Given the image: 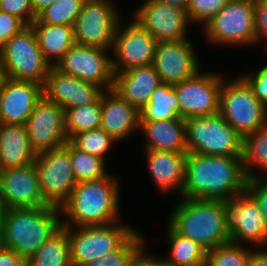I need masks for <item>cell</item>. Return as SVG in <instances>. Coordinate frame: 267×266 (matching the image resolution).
Returning a JSON list of instances; mask_svg holds the SVG:
<instances>
[{"mask_svg": "<svg viewBox=\"0 0 267 266\" xmlns=\"http://www.w3.org/2000/svg\"><path fill=\"white\" fill-rule=\"evenodd\" d=\"M248 178L239 156L187 153L181 195L188 199L223 200L247 190Z\"/></svg>", "mask_w": 267, "mask_h": 266, "instance_id": "1", "label": "cell"}, {"mask_svg": "<svg viewBox=\"0 0 267 266\" xmlns=\"http://www.w3.org/2000/svg\"><path fill=\"white\" fill-rule=\"evenodd\" d=\"M118 184L116 177L112 175L78 182L69 198L60 207L61 214L63 211L69 219L62 221V227L103 226L117 222Z\"/></svg>", "mask_w": 267, "mask_h": 266, "instance_id": "2", "label": "cell"}, {"mask_svg": "<svg viewBox=\"0 0 267 266\" xmlns=\"http://www.w3.org/2000/svg\"><path fill=\"white\" fill-rule=\"evenodd\" d=\"M60 207L47 205L7 209L1 233V246L29 259L61 228Z\"/></svg>", "mask_w": 267, "mask_h": 266, "instance_id": "3", "label": "cell"}, {"mask_svg": "<svg viewBox=\"0 0 267 266\" xmlns=\"http://www.w3.org/2000/svg\"><path fill=\"white\" fill-rule=\"evenodd\" d=\"M169 225L206 251L230 241L222 200L183 198L171 214Z\"/></svg>", "mask_w": 267, "mask_h": 266, "instance_id": "4", "label": "cell"}, {"mask_svg": "<svg viewBox=\"0 0 267 266\" xmlns=\"http://www.w3.org/2000/svg\"><path fill=\"white\" fill-rule=\"evenodd\" d=\"M188 153L242 157L243 137L218 112L185 120Z\"/></svg>", "mask_w": 267, "mask_h": 266, "instance_id": "5", "label": "cell"}, {"mask_svg": "<svg viewBox=\"0 0 267 266\" xmlns=\"http://www.w3.org/2000/svg\"><path fill=\"white\" fill-rule=\"evenodd\" d=\"M219 113L242 137L267 125V107L241 76L222 80Z\"/></svg>", "mask_w": 267, "mask_h": 266, "instance_id": "6", "label": "cell"}, {"mask_svg": "<svg viewBox=\"0 0 267 266\" xmlns=\"http://www.w3.org/2000/svg\"><path fill=\"white\" fill-rule=\"evenodd\" d=\"M0 56L8 78L44 85L51 65L45 60L31 25L9 39Z\"/></svg>", "mask_w": 267, "mask_h": 266, "instance_id": "7", "label": "cell"}, {"mask_svg": "<svg viewBox=\"0 0 267 266\" xmlns=\"http://www.w3.org/2000/svg\"><path fill=\"white\" fill-rule=\"evenodd\" d=\"M118 221L103 226L64 228L67 231L72 266H83L118 249L135 231ZM72 229V230H71Z\"/></svg>", "mask_w": 267, "mask_h": 266, "instance_id": "8", "label": "cell"}, {"mask_svg": "<svg viewBox=\"0 0 267 266\" xmlns=\"http://www.w3.org/2000/svg\"><path fill=\"white\" fill-rule=\"evenodd\" d=\"M204 27L213 44L252 45L256 43L255 6L246 0H230Z\"/></svg>", "mask_w": 267, "mask_h": 266, "instance_id": "9", "label": "cell"}, {"mask_svg": "<svg viewBox=\"0 0 267 266\" xmlns=\"http://www.w3.org/2000/svg\"><path fill=\"white\" fill-rule=\"evenodd\" d=\"M34 163L44 199L50 205L61 207L77 184L71 166L70 142L38 153Z\"/></svg>", "mask_w": 267, "mask_h": 266, "instance_id": "10", "label": "cell"}, {"mask_svg": "<svg viewBox=\"0 0 267 266\" xmlns=\"http://www.w3.org/2000/svg\"><path fill=\"white\" fill-rule=\"evenodd\" d=\"M222 207L231 242L241 244L248 241L256 247L267 245V221L259 203L247 190L233 198L223 199Z\"/></svg>", "mask_w": 267, "mask_h": 266, "instance_id": "11", "label": "cell"}, {"mask_svg": "<svg viewBox=\"0 0 267 266\" xmlns=\"http://www.w3.org/2000/svg\"><path fill=\"white\" fill-rule=\"evenodd\" d=\"M109 0H85L73 26L75 44L103 49L113 47L120 23L119 14Z\"/></svg>", "mask_w": 267, "mask_h": 266, "instance_id": "12", "label": "cell"}, {"mask_svg": "<svg viewBox=\"0 0 267 266\" xmlns=\"http://www.w3.org/2000/svg\"><path fill=\"white\" fill-rule=\"evenodd\" d=\"M107 49L74 44L55 65L62 73L74 76L85 82L111 90L114 83L112 59Z\"/></svg>", "mask_w": 267, "mask_h": 266, "instance_id": "13", "label": "cell"}, {"mask_svg": "<svg viewBox=\"0 0 267 266\" xmlns=\"http://www.w3.org/2000/svg\"><path fill=\"white\" fill-rule=\"evenodd\" d=\"M220 74L201 73L174 85L178 97L179 116L191 117L213 115L219 112Z\"/></svg>", "mask_w": 267, "mask_h": 266, "instance_id": "14", "label": "cell"}, {"mask_svg": "<svg viewBox=\"0 0 267 266\" xmlns=\"http://www.w3.org/2000/svg\"><path fill=\"white\" fill-rule=\"evenodd\" d=\"M65 110L44 96L25 124L32 149L38 154L62 147L67 141Z\"/></svg>", "mask_w": 267, "mask_h": 266, "instance_id": "15", "label": "cell"}, {"mask_svg": "<svg viewBox=\"0 0 267 266\" xmlns=\"http://www.w3.org/2000/svg\"><path fill=\"white\" fill-rule=\"evenodd\" d=\"M118 24L114 43L112 67L114 74L124 72L133 67L151 65L157 41L136 20L126 28L121 29Z\"/></svg>", "mask_w": 267, "mask_h": 266, "instance_id": "16", "label": "cell"}, {"mask_svg": "<svg viewBox=\"0 0 267 266\" xmlns=\"http://www.w3.org/2000/svg\"><path fill=\"white\" fill-rule=\"evenodd\" d=\"M135 15L134 19L157 43L187 39L186 31L190 20L187 11L181 7L147 0Z\"/></svg>", "mask_w": 267, "mask_h": 266, "instance_id": "17", "label": "cell"}, {"mask_svg": "<svg viewBox=\"0 0 267 266\" xmlns=\"http://www.w3.org/2000/svg\"><path fill=\"white\" fill-rule=\"evenodd\" d=\"M0 199L7 209L50 205L41 193L35 163L2 170Z\"/></svg>", "mask_w": 267, "mask_h": 266, "instance_id": "18", "label": "cell"}, {"mask_svg": "<svg viewBox=\"0 0 267 266\" xmlns=\"http://www.w3.org/2000/svg\"><path fill=\"white\" fill-rule=\"evenodd\" d=\"M198 64L187 39L156 44L152 65L162 83L175 85L195 76L199 72Z\"/></svg>", "mask_w": 267, "mask_h": 266, "instance_id": "19", "label": "cell"}, {"mask_svg": "<svg viewBox=\"0 0 267 266\" xmlns=\"http://www.w3.org/2000/svg\"><path fill=\"white\" fill-rule=\"evenodd\" d=\"M42 97L43 85L7 77L0 86V123L25 125Z\"/></svg>", "mask_w": 267, "mask_h": 266, "instance_id": "20", "label": "cell"}, {"mask_svg": "<svg viewBox=\"0 0 267 266\" xmlns=\"http://www.w3.org/2000/svg\"><path fill=\"white\" fill-rule=\"evenodd\" d=\"M161 83L159 74L151 64L115 74L112 90L140 111Z\"/></svg>", "mask_w": 267, "mask_h": 266, "instance_id": "21", "label": "cell"}, {"mask_svg": "<svg viewBox=\"0 0 267 266\" xmlns=\"http://www.w3.org/2000/svg\"><path fill=\"white\" fill-rule=\"evenodd\" d=\"M107 92V93H106ZM140 113L115 91L105 90L101 95L100 128L120 141L139 129Z\"/></svg>", "mask_w": 267, "mask_h": 266, "instance_id": "22", "label": "cell"}, {"mask_svg": "<svg viewBox=\"0 0 267 266\" xmlns=\"http://www.w3.org/2000/svg\"><path fill=\"white\" fill-rule=\"evenodd\" d=\"M145 150L149 171L158 188L163 192L177 189L181 195L188 152Z\"/></svg>", "mask_w": 267, "mask_h": 266, "instance_id": "23", "label": "cell"}, {"mask_svg": "<svg viewBox=\"0 0 267 266\" xmlns=\"http://www.w3.org/2000/svg\"><path fill=\"white\" fill-rule=\"evenodd\" d=\"M139 129L147 136L146 149L174 153L188 152L186 123L183 118L140 121Z\"/></svg>", "mask_w": 267, "mask_h": 266, "instance_id": "24", "label": "cell"}, {"mask_svg": "<svg viewBox=\"0 0 267 266\" xmlns=\"http://www.w3.org/2000/svg\"><path fill=\"white\" fill-rule=\"evenodd\" d=\"M37 153L32 149L25 125L0 123V164L2 169L30 165Z\"/></svg>", "mask_w": 267, "mask_h": 266, "instance_id": "25", "label": "cell"}, {"mask_svg": "<svg viewBox=\"0 0 267 266\" xmlns=\"http://www.w3.org/2000/svg\"><path fill=\"white\" fill-rule=\"evenodd\" d=\"M30 25L35 32L40 50L51 67L57 65L75 44L73 26L43 24L37 19Z\"/></svg>", "mask_w": 267, "mask_h": 266, "instance_id": "26", "label": "cell"}, {"mask_svg": "<svg viewBox=\"0 0 267 266\" xmlns=\"http://www.w3.org/2000/svg\"><path fill=\"white\" fill-rule=\"evenodd\" d=\"M170 258H157L162 266H206L207 251L197 242L178 234L168 224Z\"/></svg>", "mask_w": 267, "mask_h": 266, "instance_id": "27", "label": "cell"}, {"mask_svg": "<svg viewBox=\"0 0 267 266\" xmlns=\"http://www.w3.org/2000/svg\"><path fill=\"white\" fill-rule=\"evenodd\" d=\"M140 121L180 118L178 97L174 85L161 83L152 93L149 103L139 111Z\"/></svg>", "mask_w": 267, "mask_h": 266, "instance_id": "28", "label": "cell"}, {"mask_svg": "<svg viewBox=\"0 0 267 266\" xmlns=\"http://www.w3.org/2000/svg\"><path fill=\"white\" fill-rule=\"evenodd\" d=\"M241 159L248 180L260 178L252 166H258L267 177V125L243 137Z\"/></svg>", "mask_w": 267, "mask_h": 266, "instance_id": "29", "label": "cell"}, {"mask_svg": "<svg viewBox=\"0 0 267 266\" xmlns=\"http://www.w3.org/2000/svg\"><path fill=\"white\" fill-rule=\"evenodd\" d=\"M28 260L29 266H72L67 231L62 227Z\"/></svg>", "mask_w": 267, "mask_h": 266, "instance_id": "30", "label": "cell"}, {"mask_svg": "<svg viewBox=\"0 0 267 266\" xmlns=\"http://www.w3.org/2000/svg\"><path fill=\"white\" fill-rule=\"evenodd\" d=\"M65 131L68 141L75 135L101 126V96L90 104L65 109Z\"/></svg>", "mask_w": 267, "mask_h": 266, "instance_id": "31", "label": "cell"}, {"mask_svg": "<svg viewBox=\"0 0 267 266\" xmlns=\"http://www.w3.org/2000/svg\"><path fill=\"white\" fill-rule=\"evenodd\" d=\"M144 241L135 231L118 249L83 266H134L145 254Z\"/></svg>", "mask_w": 267, "mask_h": 266, "instance_id": "32", "label": "cell"}, {"mask_svg": "<svg viewBox=\"0 0 267 266\" xmlns=\"http://www.w3.org/2000/svg\"><path fill=\"white\" fill-rule=\"evenodd\" d=\"M73 92L74 76L62 73L52 66L43 85V96L65 110L73 108Z\"/></svg>", "mask_w": 267, "mask_h": 266, "instance_id": "33", "label": "cell"}, {"mask_svg": "<svg viewBox=\"0 0 267 266\" xmlns=\"http://www.w3.org/2000/svg\"><path fill=\"white\" fill-rule=\"evenodd\" d=\"M70 159L74 178L78 182L107 177L105 160L81 151L70 143Z\"/></svg>", "mask_w": 267, "mask_h": 266, "instance_id": "34", "label": "cell"}, {"mask_svg": "<svg viewBox=\"0 0 267 266\" xmlns=\"http://www.w3.org/2000/svg\"><path fill=\"white\" fill-rule=\"evenodd\" d=\"M85 0H55L37 15L43 24L74 26Z\"/></svg>", "mask_w": 267, "mask_h": 266, "instance_id": "35", "label": "cell"}, {"mask_svg": "<svg viewBox=\"0 0 267 266\" xmlns=\"http://www.w3.org/2000/svg\"><path fill=\"white\" fill-rule=\"evenodd\" d=\"M116 141L117 140L100 127L81 132L69 140V142L77 149L104 160L111 145Z\"/></svg>", "mask_w": 267, "mask_h": 266, "instance_id": "36", "label": "cell"}, {"mask_svg": "<svg viewBox=\"0 0 267 266\" xmlns=\"http://www.w3.org/2000/svg\"><path fill=\"white\" fill-rule=\"evenodd\" d=\"M249 250L231 241L207 251L206 266H248Z\"/></svg>", "mask_w": 267, "mask_h": 266, "instance_id": "37", "label": "cell"}, {"mask_svg": "<svg viewBox=\"0 0 267 266\" xmlns=\"http://www.w3.org/2000/svg\"><path fill=\"white\" fill-rule=\"evenodd\" d=\"M230 0H190L187 13L190 22H203L205 25Z\"/></svg>", "mask_w": 267, "mask_h": 266, "instance_id": "38", "label": "cell"}, {"mask_svg": "<svg viewBox=\"0 0 267 266\" xmlns=\"http://www.w3.org/2000/svg\"><path fill=\"white\" fill-rule=\"evenodd\" d=\"M103 92L100 86L74 77L73 108L95 102Z\"/></svg>", "mask_w": 267, "mask_h": 266, "instance_id": "39", "label": "cell"}, {"mask_svg": "<svg viewBox=\"0 0 267 266\" xmlns=\"http://www.w3.org/2000/svg\"><path fill=\"white\" fill-rule=\"evenodd\" d=\"M0 11L20 18L26 25L37 18L31 0H0Z\"/></svg>", "mask_w": 267, "mask_h": 266, "instance_id": "40", "label": "cell"}, {"mask_svg": "<svg viewBox=\"0 0 267 266\" xmlns=\"http://www.w3.org/2000/svg\"><path fill=\"white\" fill-rule=\"evenodd\" d=\"M26 26L20 18L0 11V48Z\"/></svg>", "mask_w": 267, "mask_h": 266, "instance_id": "41", "label": "cell"}, {"mask_svg": "<svg viewBox=\"0 0 267 266\" xmlns=\"http://www.w3.org/2000/svg\"><path fill=\"white\" fill-rule=\"evenodd\" d=\"M252 88L257 99L267 107V65L262 67L256 74L240 75Z\"/></svg>", "mask_w": 267, "mask_h": 266, "instance_id": "42", "label": "cell"}, {"mask_svg": "<svg viewBox=\"0 0 267 266\" xmlns=\"http://www.w3.org/2000/svg\"><path fill=\"white\" fill-rule=\"evenodd\" d=\"M247 191L259 203L263 216L267 221V177L249 179L247 182Z\"/></svg>", "mask_w": 267, "mask_h": 266, "instance_id": "43", "label": "cell"}, {"mask_svg": "<svg viewBox=\"0 0 267 266\" xmlns=\"http://www.w3.org/2000/svg\"><path fill=\"white\" fill-rule=\"evenodd\" d=\"M255 35L256 42L265 40L267 49V2L255 6Z\"/></svg>", "mask_w": 267, "mask_h": 266, "instance_id": "44", "label": "cell"}, {"mask_svg": "<svg viewBox=\"0 0 267 266\" xmlns=\"http://www.w3.org/2000/svg\"><path fill=\"white\" fill-rule=\"evenodd\" d=\"M0 266H29V260L9 248L0 246Z\"/></svg>", "mask_w": 267, "mask_h": 266, "instance_id": "45", "label": "cell"}, {"mask_svg": "<svg viewBox=\"0 0 267 266\" xmlns=\"http://www.w3.org/2000/svg\"><path fill=\"white\" fill-rule=\"evenodd\" d=\"M248 266H267V251H249V265Z\"/></svg>", "mask_w": 267, "mask_h": 266, "instance_id": "46", "label": "cell"}, {"mask_svg": "<svg viewBox=\"0 0 267 266\" xmlns=\"http://www.w3.org/2000/svg\"><path fill=\"white\" fill-rule=\"evenodd\" d=\"M134 266H162L156 257L144 254Z\"/></svg>", "mask_w": 267, "mask_h": 266, "instance_id": "47", "label": "cell"}, {"mask_svg": "<svg viewBox=\"0 0 267 266\" xmlns=\"http://www.w3.org/2000/svg\"><path fill=\"white\" fill-rule=\"evenodd\" d=\"M36 15L51 5L55 0H31Z\"/></svg>", "mask_w": 267, "mask_h": 266, "instance_id": "48", "label": "cell"}, {"mask_svg": "<svg viewBox=\"0 0 267 266\" xmlns=\"http://www.w3.org/2000/svg\"><path fill=\"white\" fill-rule=\"evenodd\" d=\"M156 1L164 3V4H170V5L181 7L185 9L186 11L190 3V0H156Z\"/></svg>", "mask_w": 267, "mask_h": 266, "instance_id": "49", "label": "cell"}, {"mask_svg": "<svg viewBox=\"0 0 267 266\" xmlns=\"http://www.w3.org/2000/svg\"><path fill=\"white\" fill-rule=\"evenodd\" d=\"M7 79L6 73H5V68L3 65V61L0 56V86L5 82Z\"/></svg>", "mask_w": 267, "mask_h": 266, "instance_id": "50", "label": "cell"}, {"mask_svg": "<svg viewBox=\"0 0 267 266\" xmlns=\"http://www.w3.org/2000/svg\"><path fill=\"white\" fill-rule=\"evenodd\" d=\"M6 210L7 208L2 204L1 199H0V231L3 228V222H4Z\"/></svg>", "mask_w": 267, "mask_h": 266, "instance_id": "51", "label": "cell"}, {"mask_svg": "<svg viewBox=\"0 0 267 266\" xmlns=\"http://www.w3.org/2000/svg\"><path fill=\"white\" fill-rule=\"evenodd\" d=\"M251 5L256 6L257 4L265 3L267 0H246Z\"/></svg>", "mask_w": 267, "mask_h": 266, "instance_id": "52", "label": "cell"}, {"mask_svg": "<svg viewBox=\"0 0 267 266\" xmlns=\"http://www.w3.org/2000/svg\"><path fill=\"white\" fill-rule=\"evenodd\" d=\"M2 170H3V169L1 168V164H0V176H1V172H2Z\"/></svg>", "mask_w": 267, "mask_h": 266, "instance_id": "53", "label": "cell"}]
</instances>
